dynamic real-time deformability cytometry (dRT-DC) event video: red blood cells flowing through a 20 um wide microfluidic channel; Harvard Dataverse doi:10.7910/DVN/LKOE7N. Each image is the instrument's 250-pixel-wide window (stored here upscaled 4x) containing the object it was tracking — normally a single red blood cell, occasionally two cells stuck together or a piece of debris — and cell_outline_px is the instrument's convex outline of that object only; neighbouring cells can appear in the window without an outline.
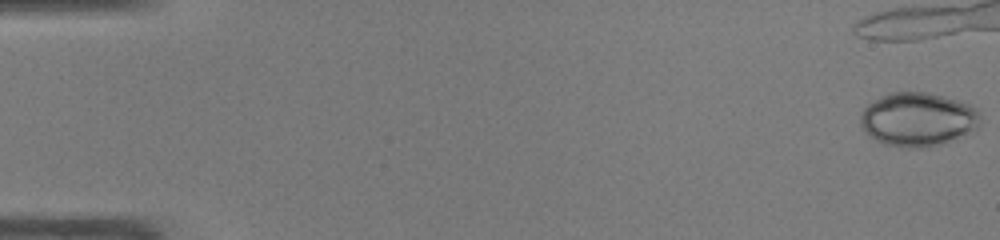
{"species": "common noctule bat (a hibernating species)", "species_latin": "Nyctalus noctula", "temperature_condition": "warm", "stored_images_in_passage": 12, "camera_frame_rate_fps": 3000, "um_per_image_px": 0.085, "animal": {"sex": "male", "body_mass_g": 19.0, "forearm_length_mm": 50.8}, "frame": {"image": 1, "passage_image": 1, "time_ms": 0.0, "image_size_px": [1000, 240], "cell_outline_px": [[980, 128], [976, 132], [944, 144], [928, 148], [908, 148], [884, 144], [868, 136], [860, 124], [860, 116], [864, 108], [868, 104], [888, 92], [928, 92], [944, 96], [980, 108]], "centroid_in_image_um": [78.08, 10.17], "position_along_channel_um": 6.9, "area_um2": 38.49}}